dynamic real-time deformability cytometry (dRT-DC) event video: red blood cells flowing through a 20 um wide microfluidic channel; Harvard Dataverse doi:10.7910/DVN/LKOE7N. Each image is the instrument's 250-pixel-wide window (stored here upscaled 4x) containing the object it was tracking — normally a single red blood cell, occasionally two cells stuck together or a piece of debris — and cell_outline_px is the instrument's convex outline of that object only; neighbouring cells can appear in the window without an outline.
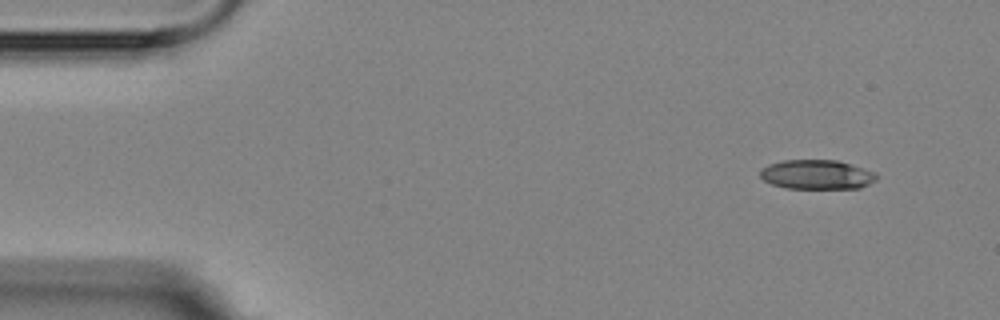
{"species": "Egyptian fruit bat (a non-hibernating species)", "species_latin": "Rousettus aegyptiacus", "temperature_condition": "room temperature", "stored_images_in_passage": 5, "segment_of_instrument_passage": [1, 2], "camera_frame_rate_fps": 3000, "um_per_image_px": 0.085, "animal": {"sex": "female"}, "frame": {"image": 1, "passage_image": 1, "time_ms": 0.0, "image_size_px": [1000, 320], "cell_outline_px": [[876, 180], [860, 188], [788, 188], [772, 184], [764, 180], [760, 176], [760, 168], [768, 164], [784, 160], [836, 160], [852, 164], [876, 172]], "centroid_in_image_um": [69.42, 14.83], "position_along_channel_um": 15.6, "area_um2": 19.94}}
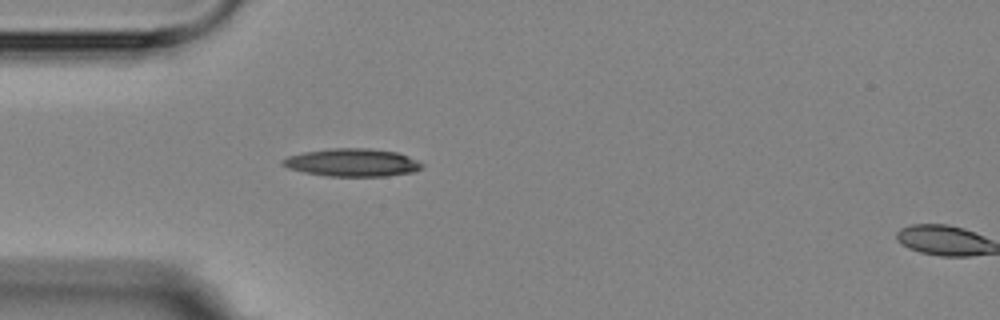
{"frame": {"image": 2, "passage_image": 4, "time_ms": 3.667, "image_size_px": [1000, 320], "cell_outline_px": [[424, 164], [416, 172], [388, 176], [328, 176], [304, 172], [288, 168], [280, 164], [280, 160], [288, 156], [304, 152], [332, 148], [368, 148], [396, 152], [408, 156]], "centroid_in_image_um": [29.93, 13.82], "position_along_channel_um": 55.1, "area_um2": 22.66}}